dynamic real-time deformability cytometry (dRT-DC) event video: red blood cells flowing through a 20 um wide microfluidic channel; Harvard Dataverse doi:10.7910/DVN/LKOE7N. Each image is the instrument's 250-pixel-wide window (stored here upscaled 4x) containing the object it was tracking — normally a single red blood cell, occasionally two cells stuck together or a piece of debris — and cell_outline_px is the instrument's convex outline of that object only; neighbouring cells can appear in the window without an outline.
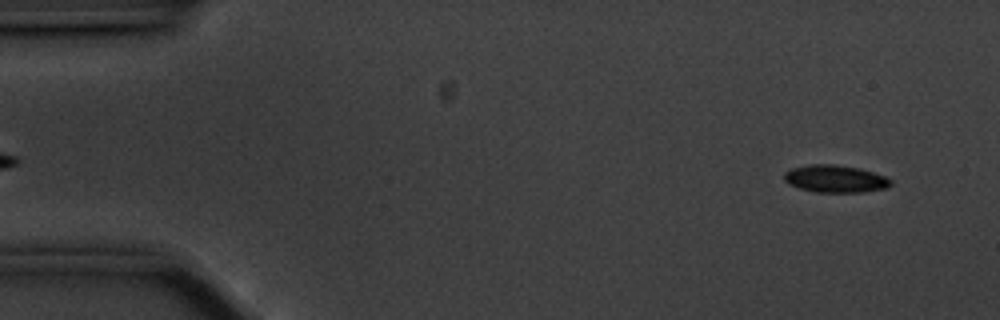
{"species": "common noctule bat (a hibernating species)", "species_latin": "Nyctalus noctula", "temperature_condition": "cold", "stored_images_in_passage": 56, "camera_frame_rate_fps": 3000, "um_per_image_px": 0.085, "animal": {"sex": "male", "body_mass_g": 20.1, "forearm_length_mm": 53.5}, "frame": {"image": 1, "passage_image": 3, "time_ms": 0.667, "image_size_px": [1000, 320], "cell_outline_px": [[892, 184], [884, 188], [860, 192], [816, 192], [800, 188], [788, 184], [784, 180], [784, 172], [792, 168], [808, 164], [836, 164], [860, 168], [884, 176], [892, 180]], "centroid_in_image_um": [70.96, 15.18], "position_along_channel_um": 14.0, "area_um2": 16.99}}
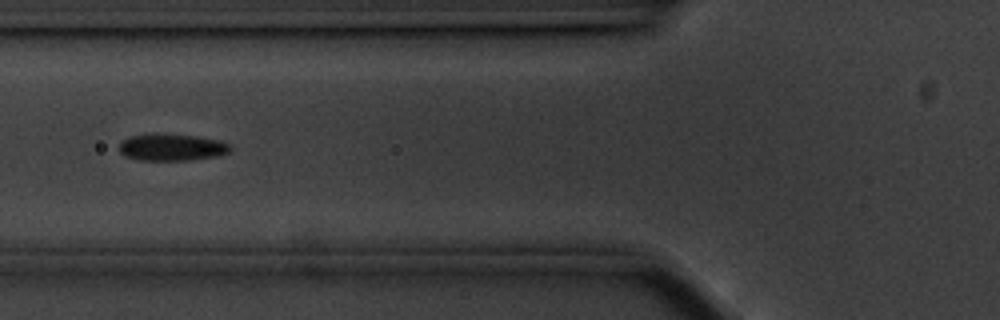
{"frame": {"image": 2, "passage_image": 20, "time_ms": 6.333, "image_size_px": [1000, 320], "cell_outline_px": [[232, 148], [228, 152], [220, 156], [188, 160], [140, 160], [124, 156], [120, 152], [120, 140], [128, 136], [148, 132], [156, 132], [196, 136], [220, 140], [228, 144]], "centroid_in_image_um": [14.55, 12.49], "position_along_channel_um": 111.2, "area_um2": 17.92}}
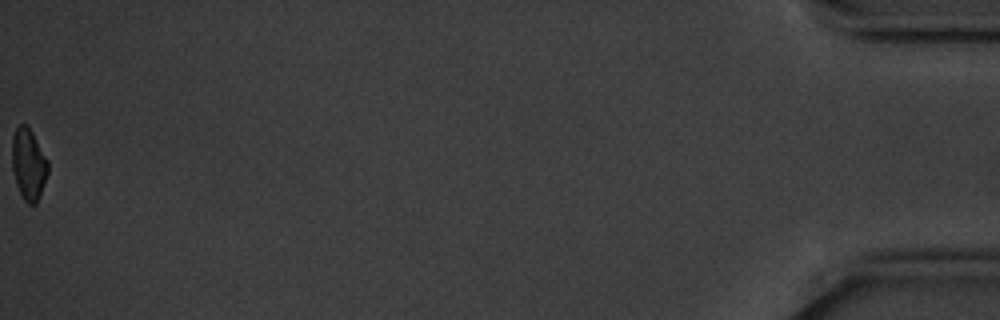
{"frame": {"image": 3, "passage_image": 56, "time_ms": 18.333, "image_size_px": [1000, 320], "cell_outline_px": [[48, 172], [36, 204], [28, 204], [24, 200], [16, 184], [12, 168], [12, 136], [16, 128], [20, 124], [24, 124], [32, 132], [48, 160]], "centroid_in_image_um": [2.41, 13.95], "position_along_channel_um": 432.8, "area_um2": 14.8}, "authors_computed_cell_mechanics": {"area_um2": 16.6464, "velocity_mm_per_s": 3.5267, "shape_relaxation_time_tau1_ms": 2.0934, "shape_relaxation_time_tau2_ms": 5.8768, "deformation_change_tau1": 0.0899, "deformation_change_tau2": 0.0974}}